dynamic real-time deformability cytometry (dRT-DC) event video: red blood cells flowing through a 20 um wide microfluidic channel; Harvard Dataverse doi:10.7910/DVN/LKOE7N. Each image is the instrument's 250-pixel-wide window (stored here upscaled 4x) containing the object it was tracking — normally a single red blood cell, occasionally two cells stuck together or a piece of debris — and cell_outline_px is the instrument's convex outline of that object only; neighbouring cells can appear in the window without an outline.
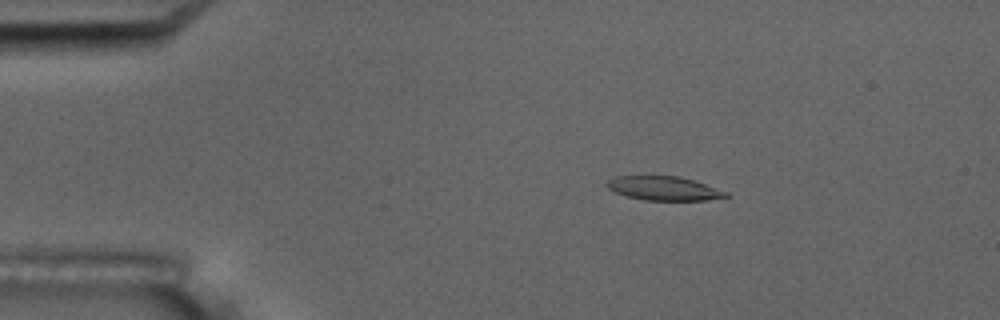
{"species": "common noctule bat (a hibernating species)", "species_latin": "Nyctalus noctula", "temperature_condition": "room temperature", "stored_images_in_passage": 4, "camera_frame_rate_fps": 3000, "um_per_image_px": 0.085, "animal": {"sex": "male", "body_mass_g": 17.5, "forearm_length_mm": 52.3}, "frame": {"image": 1, "passage_image": 2, "time_ms": 1.333, "image_size_px": [1000, 320], "cell_outline_px": [[732, 196], [708, 200], [644, 200], [628, 196], [616, 192], [608, 188], [604, 184], [608, 180], [616, 176], [680, 176], [728, 192]], "centroid_in_image_um": [56.44, 16.01], "position_along_channel_um": 28.6, "area_um2": 16.53}}